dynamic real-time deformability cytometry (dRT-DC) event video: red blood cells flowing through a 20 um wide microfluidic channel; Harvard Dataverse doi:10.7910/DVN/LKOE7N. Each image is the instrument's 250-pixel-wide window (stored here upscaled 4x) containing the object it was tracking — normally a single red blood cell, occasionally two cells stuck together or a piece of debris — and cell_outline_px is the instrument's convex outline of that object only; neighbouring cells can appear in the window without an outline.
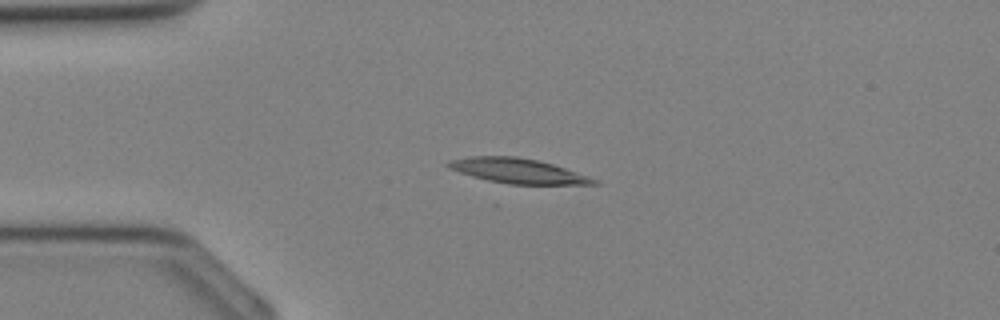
{"species": "Egyptian fruit bat (a non-hibernating species)", "species_latin": "Rousettus aegyptiacus", "temperature_condition": "cold", "stored_images_in_passage": 31, "camera_frame_rate_fps": 3000, "um_per_image_px": 0.085, "animal": {"sex": "female"}, "frame": {"image": 1, "passage_image": 8, "time_ms": 2.333, "image_size_px": [1000, 320], "cell_outline_px": [[600, 184], [508, 184], [488, 180], [472, 176], [448, 168], [444, 164], [448, 160], [472, 156], [516, 156], [536, 160], [552, 164], [600, 180]], "centroid_in_image_um": [43.99, 14.52], "position_along_channel_um": 41.0, "area_um2": 20.92}}
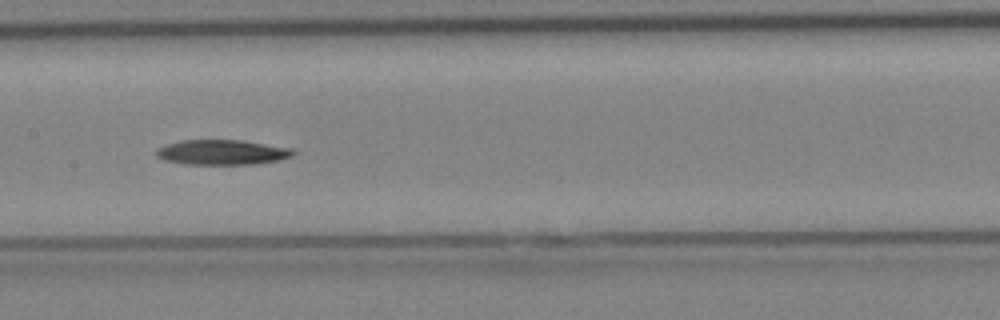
{"frame": {"image": 2, "passage_image": 17, "time_ms": 5.333, "image_size_px": [1000, 320], "cell_outline_px": [[296, 152], [292, 156], [276, 160], [256, 164], [184, 164], [164, 160], [156, 156], [156, 148], [180, 140], [240, 140], [292, 148]], "centroid_in_image_um": [18.85, 12.94], "position_along_channel_um": 188.5, "area_um2": 19.88}}
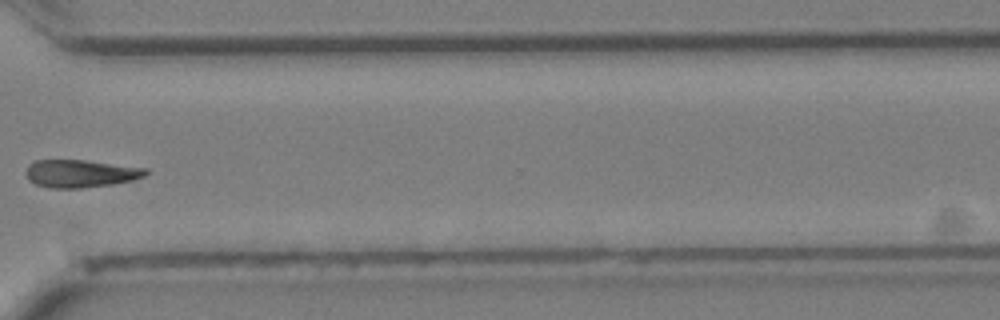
{"frame": {"image": 3, "passage_image": 26, "time_ms": 8.333, "image_size_px": [1000, 320], "cell_outline_px": [[148, 172], [144, 176], [132, 180], [112, 184], [80, 188], [52, 188], [36, 184], [28, 180], [24, 172], [28, 164], [36, 160], [88, 160], [148, 168]], "centroid_in_image_um": [6.82, 14.74], "position_along_channel_um": 363.8, "area_um2": 19.48}}